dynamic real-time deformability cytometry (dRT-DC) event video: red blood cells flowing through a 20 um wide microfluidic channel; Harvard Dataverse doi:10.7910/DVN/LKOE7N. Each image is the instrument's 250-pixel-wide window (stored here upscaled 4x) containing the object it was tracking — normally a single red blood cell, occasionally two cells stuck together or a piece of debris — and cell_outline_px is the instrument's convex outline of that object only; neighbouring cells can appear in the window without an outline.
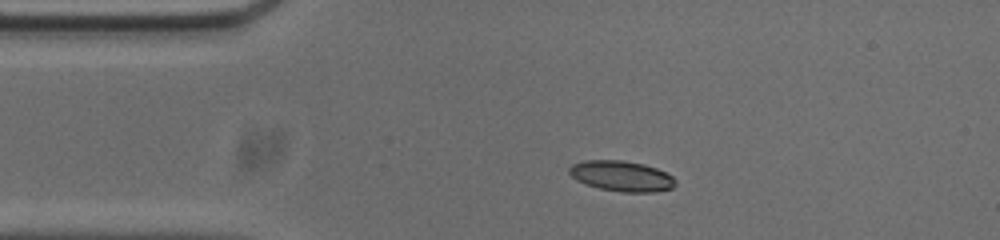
{"species": "common noctule bat (a hibernating species)", "species_latin": "Nyctalus noctula", "temperature_condition": "cold", "stored_images_in_passage": 45, "camera_frame_rate_fps": 3000, "um_per_image_px": 0.085, "animal": {"sex": "male", "body_mass_g": 20.0, "forearm_length_mm": 53.3}, "frame": {"image": 1, "passage_image": 1, "time_ms": 0.0, "image_size_px": [1000, 240], "cell_outline_px": [[676, 184], [672, 188], [656, 192], [620, 192], [600, 188], [576, 180], [568, 172], [568, 168], [572, 164], [584, 160], [624, 160], [644, 164], [656, 168], [672, 176], [676, 180]], "centroid_in_image_um": [52.84, 14.96], "position_along_channel_um": 32.2, "area_um2": 18.9}}
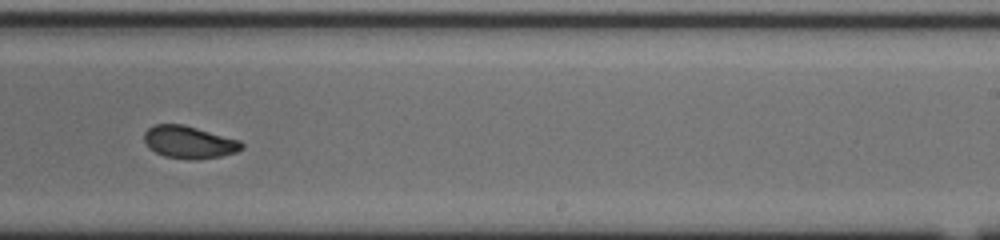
{"frame": {"image": 2, "passage_image": 23, "time_ms": 7.333, "image_size_px": [1000, 240], "cell_outline_px": [[244, 148], [236, 152], [220, 156], [164, 156], [156, 152], [144, 140], [144, 132], [148, 128], [156, 124], [184, 124], [240, 140], [244, 144]], "centroid_in_image_um": [16.09, 12.01], "position_along_channel_um": 272.9, "area_um2": 17.51}}
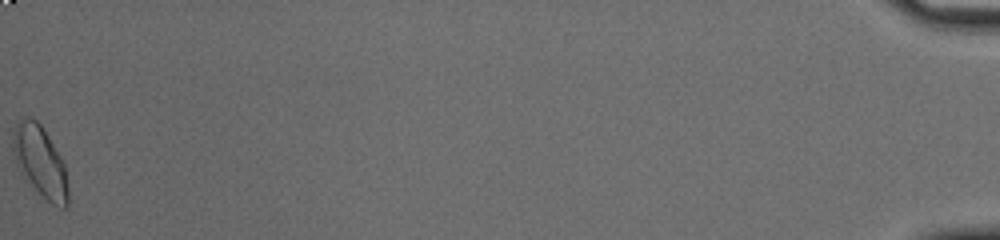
{"frame": {"image": 3, "passage_image": 45, "time_ms": 14.667, "image_size_px": [1000, 240], "cell_outline_px": [[68, 208], [60, 208], [52, 204], [32, 188], [20, 172], [12, 148], [12, 132], [16, 124], [24, 116], [28, 116], [36, 120], [44, 128], [60, 156], [64, 164], [68, 188]], "centroid_in_image_um": [3.41, 13.74], "position_along_channel_um": 431.8, "area_um2": 23.0}, "authors_computed_cell_mechanics": {"area_um2": 18.8428, "velocity_mm_per_s": 3.7136, "shape_relaxation_time_tau1_ms": 7.4947, "shape_relaxation_time_tau2_ms": 1.6998, "deformation_change_tau1": 0.1552, "deformation_change_tau2": 0.0611}}